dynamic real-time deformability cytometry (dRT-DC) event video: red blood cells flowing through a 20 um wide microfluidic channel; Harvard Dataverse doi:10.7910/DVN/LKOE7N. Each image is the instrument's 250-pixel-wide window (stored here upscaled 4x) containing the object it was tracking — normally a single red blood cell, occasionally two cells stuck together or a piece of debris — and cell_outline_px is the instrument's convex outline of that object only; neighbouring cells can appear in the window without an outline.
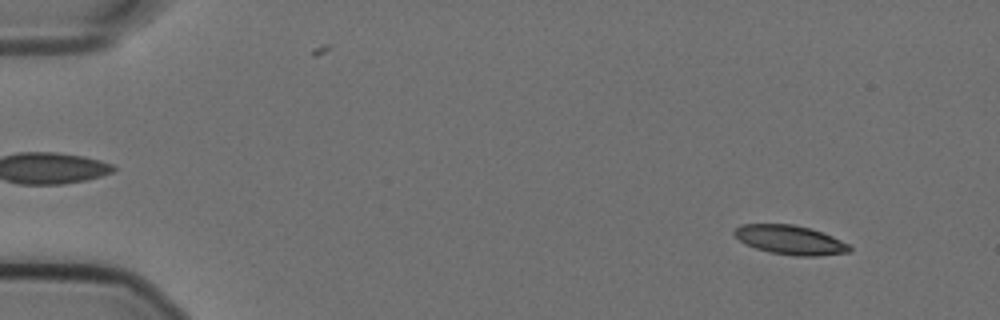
{"species": "Egyptian fruit bat (a non-hibernating species)", "species_latin": "Rousettus aegyptiacus", "temperature_condition": "cold", "stored_images_in_passage": 58, "camera_frame_rate_fps": 3000, "um_per_image_px": 0.085, "animal": {"sex": "female"}, "frame": {"image": 1, "passage_image": 6, "time_ms": 1.667, "image_size_px": [1000, 320], "cell_outline_px": [[852, 252], [816, 256], [796, 256], [768, 252], [744, 244], [732, 232], [740, 224], [792, 224], [812, 228], [832, 236], [848, 244], [852, 248]], "centroid_in_image_um": [67.17, 20.39], "position_along_channel_um": 17.8, "area_um2": 19.71}}
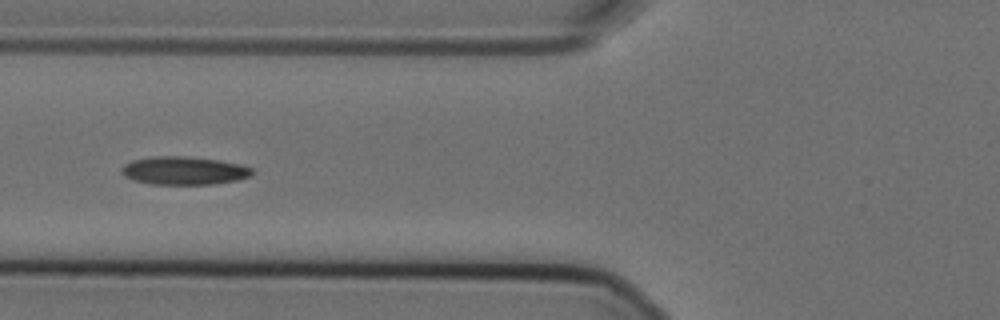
{"frame": {"image": 2, "passage_image": 23, "time_ms": 7.333, "image_size_px": [1000, 320], "cell_outline_px": [[252, 176], [236, 180], [212, 184], [148, 184], [132, 180], [124, 176], [120, 172], [120, 168], [124, 164], [132, 160], [152, 156], [184, 156], [216, 160], [240, 164], [252, 168]], "centroid_in_image_um": [15.58, 14.5], "position_along_channel_um": 110.2, "area_um2": 21.5}}
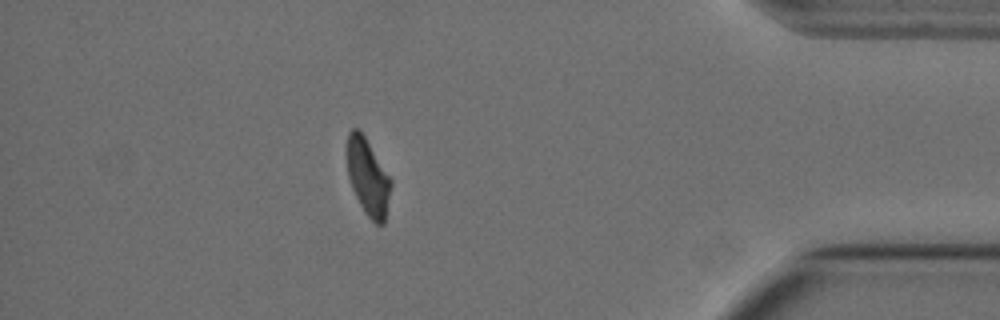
{"frame": {"image": 3, "passage_image": 51, "time_ms": 16.667, "image_size_px": [1000, 320], "cell_outline_px": [[392, 184], [384, 224], [376, 224], [368, 216], [360, 204], [352, 188], [348, 176], [348, 132], [352, 128], [356, 128], [364, 136], [392, 180]], "centroid_in_image_um": [31.29, 15.08], "position_along_channel_um": 403.9, "area_um2": 19.13}, "authors_computed_cell_mechanics": {"area_um2": 20.4901, "velocity_mm_per_s": 3.5604, "shape_relaxation_time_tau1_ms": 9.8208, "shape_relaxation_time_tau2_ms": 2.2472, "deformation_change_tau1": 0.2283, "deformation_change_tau2": 0.0745}}